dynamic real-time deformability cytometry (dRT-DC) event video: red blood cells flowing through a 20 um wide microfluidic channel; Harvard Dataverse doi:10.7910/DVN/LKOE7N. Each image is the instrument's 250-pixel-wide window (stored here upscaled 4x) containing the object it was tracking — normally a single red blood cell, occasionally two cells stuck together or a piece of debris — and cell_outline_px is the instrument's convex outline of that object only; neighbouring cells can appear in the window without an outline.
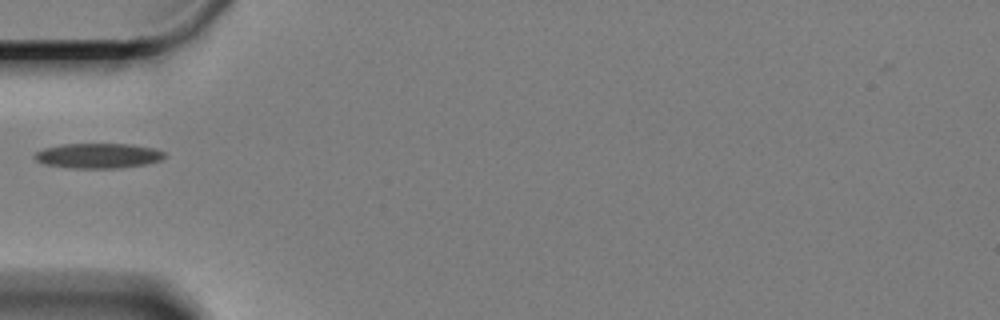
{"species": "Egyptian fruit bat (a non-hibernating species)", "species_latin": "Rousettus aegyptiacus", "temperature_condition": "cold", "stored_images_in_passage": 14, "camera_frame_rate_fps": 3000, "um_per_image_px": 0.085, "animal": {"sex": "female"}, "frame": {"image": 1, "passage_image": 1, "time_ms": 0.0, "image_size_px": [1000, 320], "cell_outline_px": [[164, 156], [160, 160], [144, 164], [120, 168], [68, 168], [44, 164], [36, 160], [32, 156], [36, 152], [44, 148], [60, 144], [128, 144], [152, 148], [164, 152]], "centroid_in_image_um": [8.27, 13.24], "position_along_channel_um": 76.7, "area_um2": 18.84}}
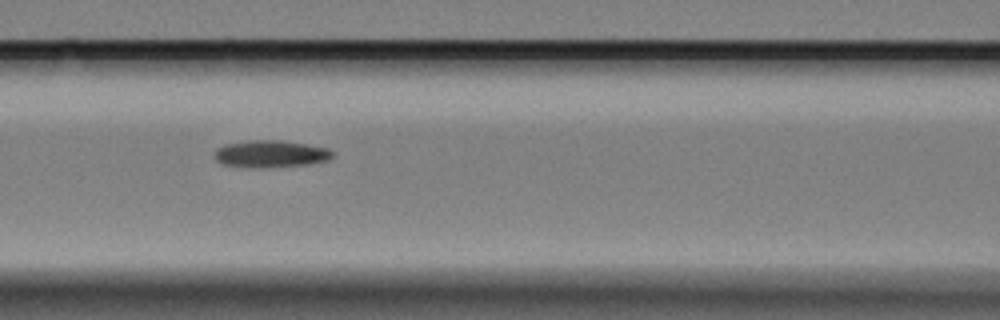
{"frame": {"image": 2, "passage_image": 7, "time_ms": 2.0, "image_size_px": [1000, 320], "cell_outline_px": [[336, 152], [328, 160], [308, 164], [260, 168], [244, 168], [220, 164], [212, 156], [216, 148], [224, 144], [248, 140], [284, 140], [308, 144], [328, 148]], "centroid_in_image_um": [22.95, 13.08], "position_along_channel_um": 143.6, "area_um2": 19.19}}
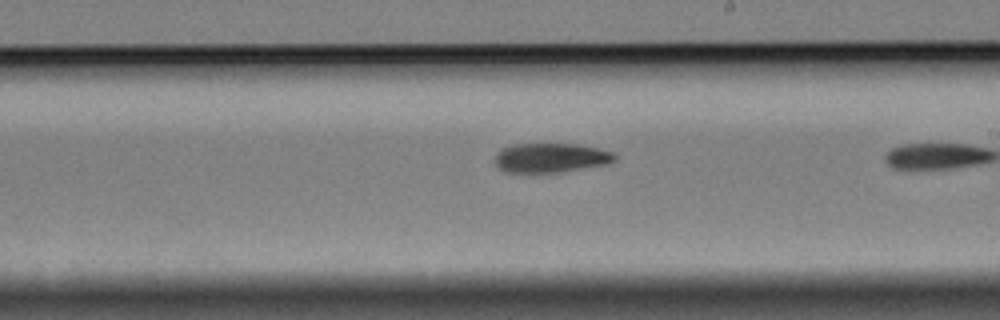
{"frame": {"image": 3, "passage_image": 13, "time_ms": 4.0, "image_size_px": [1000, 320], "cell_outline_px": [[616, 160], [608, 164], [560, 172], [508, 172], [500, 168], [496, 164], [496, 156], [500, 148], [512, 144], [580, 144], [600, 148], [612, 152], [616, 156]], "centroid_in_image_um": [46.86, 13.4], "position_along_channel_um": 242.1, "area_um2": 20.52}}